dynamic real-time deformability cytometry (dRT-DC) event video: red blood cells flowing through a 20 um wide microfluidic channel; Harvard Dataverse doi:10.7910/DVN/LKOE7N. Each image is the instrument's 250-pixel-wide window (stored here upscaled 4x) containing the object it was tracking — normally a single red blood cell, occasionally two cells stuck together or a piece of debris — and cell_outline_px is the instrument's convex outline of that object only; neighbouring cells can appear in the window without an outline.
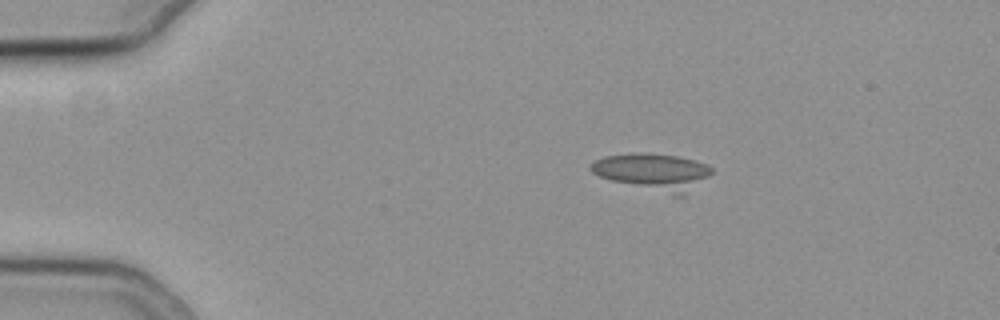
{"species": "common noctule bat (a hibernating species)", "species_latin": "Nyctalus noctula", "temperature_condition": "cold", "stored_images_in_passage": 14, "camera_frame_rate_fps": 3000, "um_per_image_px": 0.085, "animal": {"sex": "female", "body_mass_g": 19.3, "forearm_length_mm": 54.1}, "frame": {"image": 1, "passage_image": 1, "time_ms": 0.0, "image_size_px": [1000, 320], "cell_outline_px": [[712, 172], [708, 176], [684, 196], [672, 196], [612, 180], [600, 176], [592, 172], [588, 168], [596, 160], [604, 156], [676, 156], [696, 160], [708, 164], [712, 168]], "centroid_in_image_um": [55.58, 14.67], "position_along_channel_um": 29.4, "area_um2": 24.74}}
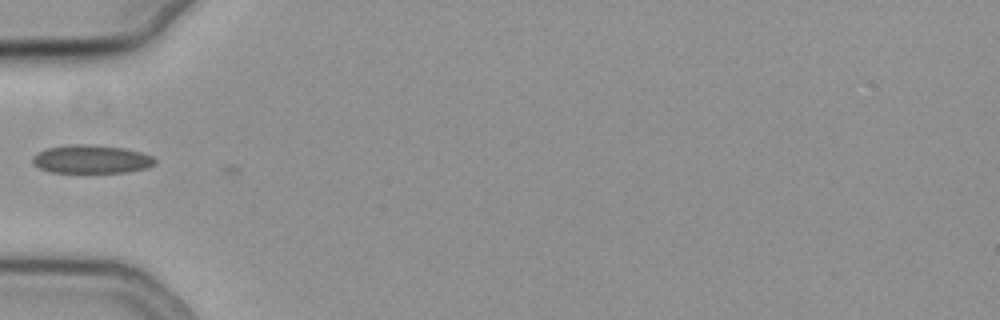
{"frame": {"image": 2, "passage_image": 10, "time_ms": 3.0, "image_size_px": [1000, 320], "cell_outline_px": [[156, 164], [148, 168], [128, 172], [48, 172], [32, 164], [32, 156], [44, 148], [68, 144], [92, 144], [124, 148], [140, 152], [152, 156], [156, 160]], "centroid_in_image_um": [7.74, 13.52], "position_along_channel_um": 77.3, "area_um2": 20.52}}
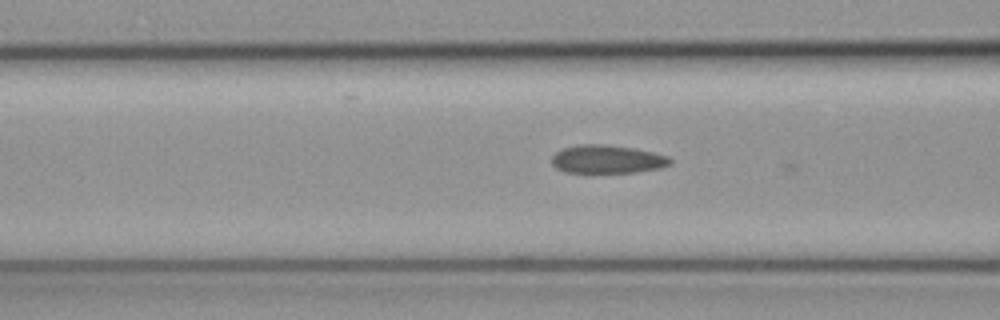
{"frame": {"image": 3, "passage_image": 13, "time_ms": 4.0, "image_size_px": [1000, 320], "cell_outline_px": [[672, 164], [660, 168], [636, 172], [564, 172], [556, 168], [552, 164], [552, 156], [556, 152], [564, 148], [576, 144], [604, 144], [636, 148], [668, 156], [672, 160]], "centroid_in_image_um": [51.62, 13.52], "position_along_channel_um": 115.0, "area_um2": 19.59}}